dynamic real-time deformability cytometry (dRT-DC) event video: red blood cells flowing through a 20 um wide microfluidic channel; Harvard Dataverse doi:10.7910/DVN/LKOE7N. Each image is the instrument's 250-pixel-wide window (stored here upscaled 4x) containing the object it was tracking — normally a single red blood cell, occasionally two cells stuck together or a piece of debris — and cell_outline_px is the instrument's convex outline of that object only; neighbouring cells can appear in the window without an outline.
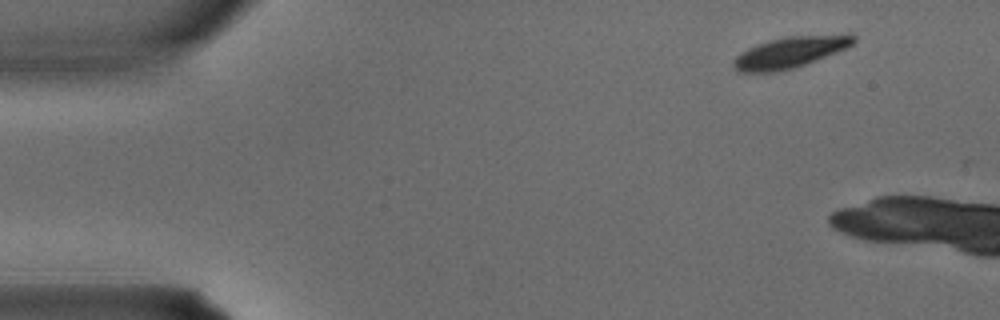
{"species": "common noctule bat (a hibernating species)", "species_latin": "Nyctalus noctula", "temperature_condition": "warm", "stored_images_in_passage": 5, "camera_frame_rate_fps": 3000, "um_per_image_px": 0.085, "animal": {"sex": "male", "body_mass_g": 15.6}, "frame": {"image": 1, "passage_image": 1, "time_ms": 0.0, "image_size_px": [1000, 320], "cell_outline_px": [[856, 40], [852, 44], [836, 52], [804, 64], [792, 68], [776, 72], [736, 72], [732, 68], [732, 64], [736, 56], [740, 52], [756, 44], [768, 40], [784, 36], [856, 36]], "centroid_in_image_um": [67.0, 4.47], "position_along_channel_um": 18.0, "area_um2": 21.21}}